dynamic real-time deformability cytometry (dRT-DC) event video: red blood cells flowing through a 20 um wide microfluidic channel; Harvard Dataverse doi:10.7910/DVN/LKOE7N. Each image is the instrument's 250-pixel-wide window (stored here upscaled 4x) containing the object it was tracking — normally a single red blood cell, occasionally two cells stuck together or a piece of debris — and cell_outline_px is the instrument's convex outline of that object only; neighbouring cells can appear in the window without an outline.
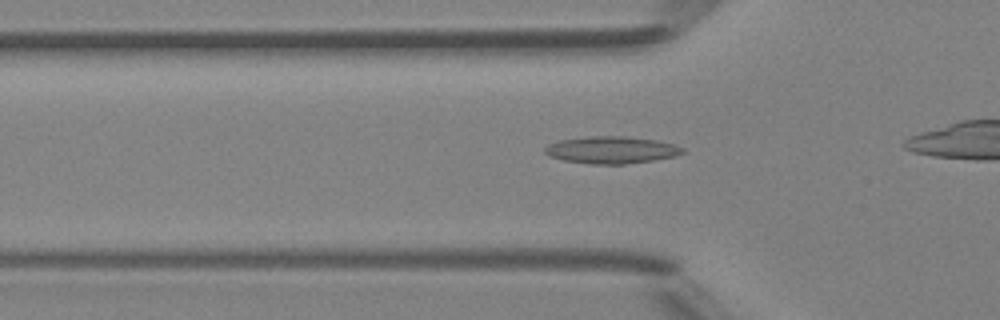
{"species": "Egyptian fruit bat (a non-hibernating species)", "species_latin": "Rousettus aegyptiacus", "temperature_condition": "room temperature", "stored_images_in_passage": 34, "camera_frame_rate_fps": 3000, "um_per_image_px": 0.085, "animal": {"sex": "female"}, "frame": {"image": 1, "passage_image": 11, "time_ms": 3.333, "image_size_px": [1000, 320], "cell_outline_px": [[684, 152], [676, 156], [652, 160], [624, 164], [592, 164], [564, 160], [548, 156], [544, 152], [544, 148], [548, 144], [560, 140], [588, 136], [624, 136], [656, 140], [672, 144], [684, 148]], "centroid_in_image_um": [51.94, 12.74], "position_along_channel_um": 73.9, "area_um2": 21.68}}
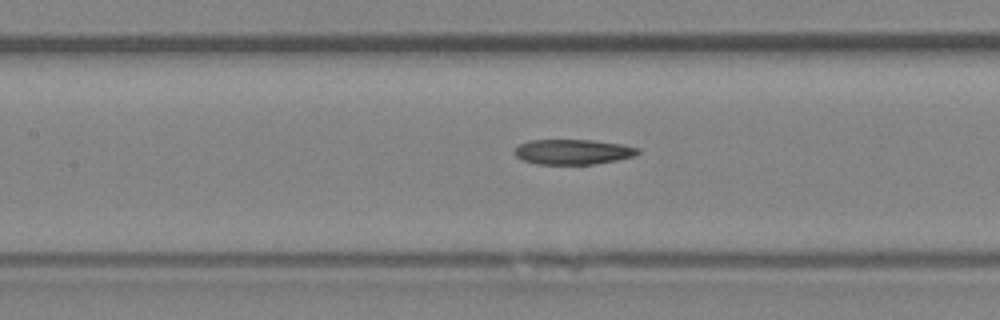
{"frame": {"image": 2, "passage_image": 17, "time_ms": 5.333, "image_size_px": [1000, 320], "cell_outline_px": [[640, 152], [636, 156], [616, 160], [592, 164], [536, 164], [524, 160], [516, 156], [512, 152], [520, 144], [528, 140], [592, 140], [624, 144], [640, 148]], "centroid_in_image_um": [48.73, 12.9], "position_along_channel_um": 158.7, "area_um2": 18.15}}
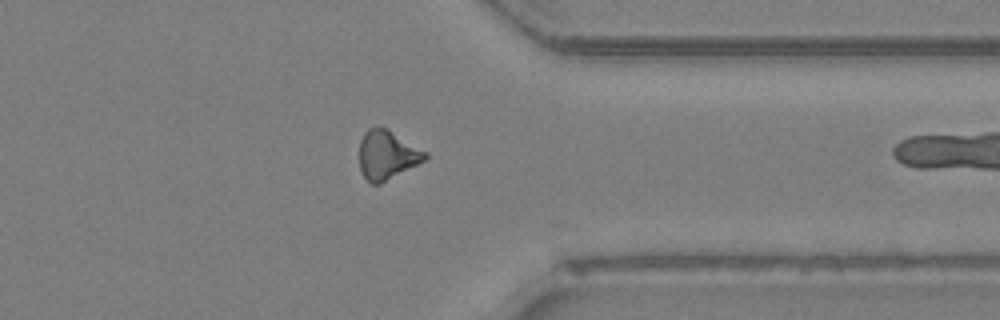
{"frame": {"image": 3, "passage_image": 33, "time_ms": 10.667, "image_size_px": [1000, 320], "cell_outline_px": [[428, 156], [424, 160], [380, 184], [372, 184], [364, 176], [360, 168], [360, 140], [364, 132], [368, 128], [380, 124], [388, 128], [428, 152]], "centroid_in_image_um": [32.9, 13.11], "position_along_channel_um": 378.5, "area_um2": 18.9}}